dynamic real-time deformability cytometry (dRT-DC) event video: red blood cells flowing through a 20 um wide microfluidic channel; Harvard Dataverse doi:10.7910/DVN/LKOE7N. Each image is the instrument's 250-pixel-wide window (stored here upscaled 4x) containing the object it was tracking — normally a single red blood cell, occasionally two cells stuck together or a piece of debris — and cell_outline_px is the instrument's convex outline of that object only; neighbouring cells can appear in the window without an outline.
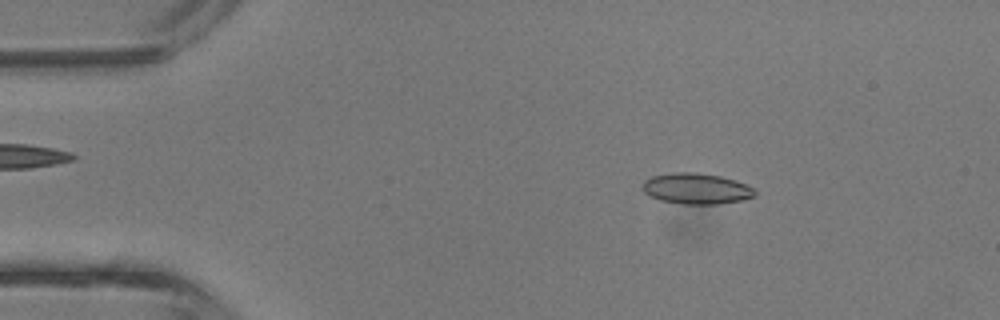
{"species": "common noctule bat (a hibernating species)", "species_latin": "Nyctalus noctula", "temperature_condition": "room temperature", "stored_images_in_passage": 35, "camera_frame_rate_fps": 3000, "um_per_image_px": 0.085, "animal": {"sex": "male", "body_mass_g": 13.3}, "frame": {"image": 1, "passage_image": 1, "time_ms": 0.0, "image_size_px": [1000, 320], "cell_outline_px": [[756, 196], [744, 200], [716, 204], [680, 204], [660, 200], [644, 192], [644, 180], [652, 176], [676, 172], [696, 172], [720, 176], [736, 180], [752, 188], [756, 192]], "centroid_in_image_um": [59.21, 16.04], "position_along_channel_um": 25.8, "area_um2": 20.11}}
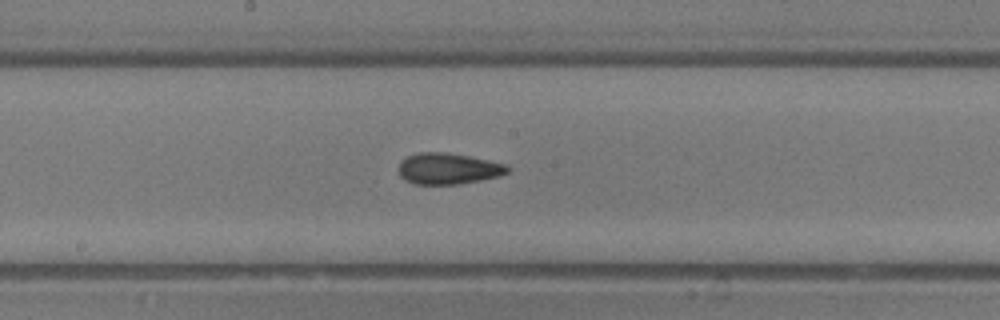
{"frame": {"image": 2, "passage_image": 16, "time_ms": 5.0, "image_size_px": [1000, 320], "cell_outline_px": [[508, 172], [500, 176], [480, 180], [456, 184], [412, 184], [404, 180], [400, 176], [400, 160], [408, 156], [420, 152], [444, 152], [468, 156], [508, 164]], "centroid_in_image_um": [38.09, 14.33], "position_along_channel_um": 210.1, "area_um2": 19.71}}
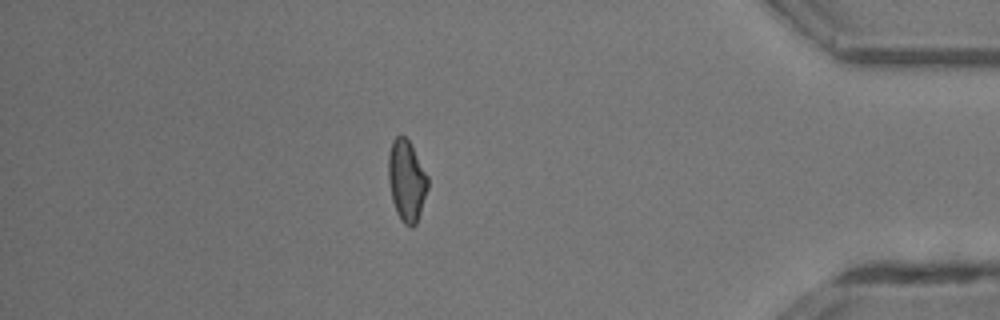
{"frame": {"image": 3, "passage_image": 30, "time_ms": 9.667, "image_size_px": [1000, 320], "cell_outline_px": [[428, 188], [416, 224], [412, 228], [404, 224], [400, 220], [396, 212], [392, 200], [388, 180], [388, 152], [392, 140], [400, 132], [408, 140], [428, 176]], "centroid_in_image_um": [34.54, 15.35], "position_along_channel_um": 400.7, "area_um2": 18.79}, "authors_computed_cell_mechanics": {"area_um2": 19.2474, "velocity_mm_per_s": 4.9944, "shape_relaxation_time_tau1_ms": 8.2054, "shape_relaxation_time_tau2_ms": 1.6798, "deformation_change_tau1": 0.1909, "deformation_change_tau2": 0.0817}}